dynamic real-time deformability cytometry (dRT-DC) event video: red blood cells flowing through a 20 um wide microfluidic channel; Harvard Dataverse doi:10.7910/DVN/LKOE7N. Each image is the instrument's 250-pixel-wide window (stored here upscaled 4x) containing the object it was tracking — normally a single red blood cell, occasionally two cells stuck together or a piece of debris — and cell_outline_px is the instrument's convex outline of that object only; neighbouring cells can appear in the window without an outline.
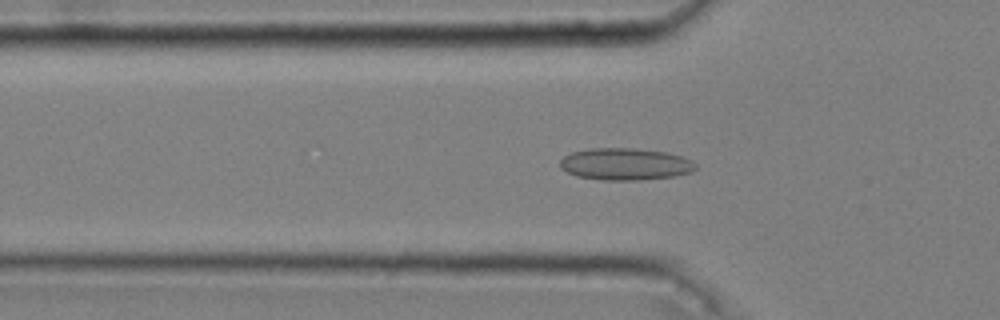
{"species": "common noctule bat (a hibernating species)", "species_latin": "Nyctalus noctula", "temperature_condition": "cold", "stored_images_in_passage": 41, "camera_frame_rate_fps": 3000, "um_per_image_px": 0.085, "animal": {"sex": "male", "body_mass_g": 20.4}, "frame": {"image": 1, "passage_image": 6, "time_ms": 1.667, "image_size_px": [1000, 320], "cell_outline_px": [[696, 168], [692, 172], [672, 176], [640, 180], [604, 180], [576, 176], [560, 168], [560, 160], [564, 156], [572, 152], [592, 148], [636, 148], [664, 152], [680, 156], [692, 160], [696, 164]], "centroid_in_image_um": [53.13, 13.95], "position_along_channel_um": 72.7, "area_um2": 25.2}}
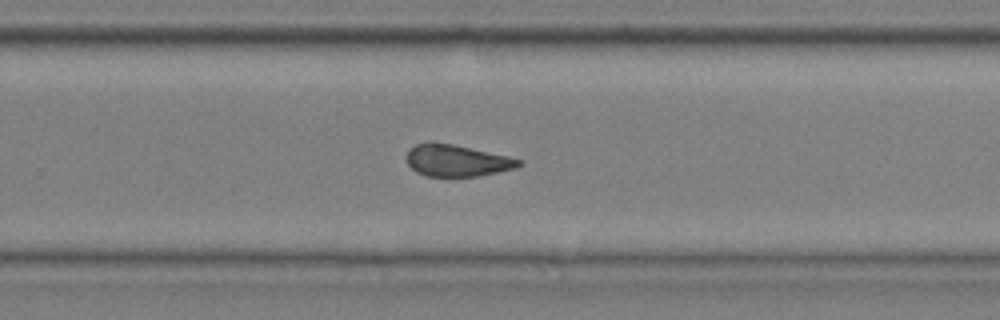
{"frame": {"image": 2, "passage_image": 24, "time_ms": 7.667, "image_size_px": [1000, 320], "cell_outline_px": [[524, 164], [516, 168], [476, 176], [424, 176], [416, 172], [408, 164], [408, 152], [416, 144], [452, 144], [508, 156], [524, 160]], "centroid_in_image_um": [38.9, 13.68], "position_along_channel_um": 290.9, "area_um2": 20.23}}
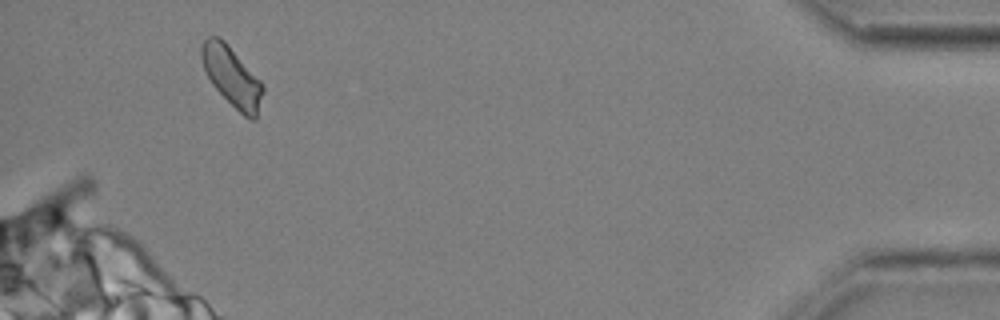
{"frame": {"image": 3, "passage_image": 39, "time_ms": 12.667, "image_size_px": [1000, 320], "cell_outline_px": [[264, 92], [256, 120], [248, 120], [212, 84], [204, 68], [200, 56], [200, 48], [204, 40], [208, 36], [220, 36], [228, 44], [264, 84]], "centroid_in_image_um": [19.73, 6.5], "position_along_channel_um": 415.5, "area_um2": 21.33}, "authors_computed_cell_mechanics": {"area_um2": 21.2704, "velocity_mm_per_s": 3.6364, "shape_relaxation_time_tau1_ms": null, "shape_relaxation_time_tau2_ms": 2.9094, "deformation_change_tau1": null, "deformation_change_tau2": 0.1032}}